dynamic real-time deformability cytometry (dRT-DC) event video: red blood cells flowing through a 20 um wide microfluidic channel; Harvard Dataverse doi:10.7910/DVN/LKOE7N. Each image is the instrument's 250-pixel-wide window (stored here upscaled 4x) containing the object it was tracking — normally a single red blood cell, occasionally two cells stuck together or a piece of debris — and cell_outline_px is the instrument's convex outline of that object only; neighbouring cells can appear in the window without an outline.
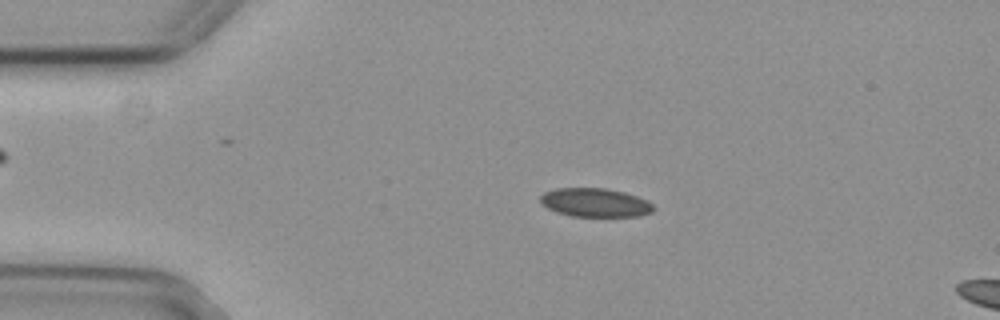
{"species": "common noctule bat (a hibernating species)", "species_latin": "Nyctalus noctula", "temperature_condition": "cold", "stored_images_in_passage": 17, "camera_frame_rate_fps": 3000, "um_per_image_px": 0.085, "animal": {"sex": "female", "body_mass_g": 29.2, "forearm_length_mm": 56.3}, "frame": {"image": 1, "passage_image": 12, "time_ms": 3.667, "image_size_px": [1000, 320], "cell_outline_px": [[656, 208], [652, 212], [640, 216], [572, 216], [556, 212], [540, 204], [540, 196], [544, 192], [556, 188], [604, 188], [624, 192], [648, 200]], "centroid_in_image_um": [50.58, 17.22], "position_along_channel_um": 34.4, "area_um2": 19.02}}